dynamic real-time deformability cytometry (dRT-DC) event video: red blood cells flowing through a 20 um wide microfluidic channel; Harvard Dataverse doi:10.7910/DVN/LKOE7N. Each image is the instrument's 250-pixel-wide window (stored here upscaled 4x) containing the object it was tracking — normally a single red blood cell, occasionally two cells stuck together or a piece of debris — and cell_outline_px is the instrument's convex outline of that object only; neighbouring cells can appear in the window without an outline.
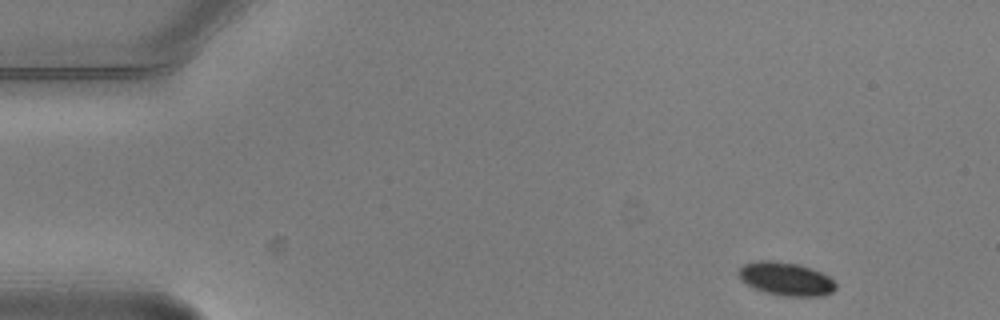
{"species": "common noctule bat (a hibernating species)", "species_latin": "Nyctalus noctula", "temperature_condition": "warm", "stored_images_in_passage": 4, "camera_frame_rate_fps": 3000, "um_per_image_px": 0.085, "animal": {"sex": "male", "body_mass_g": 20.5, "forearm_length_mm": 52.5}, "frame": {"image": 1, "passage_image": 1, "time_ms": 0.0, "image_size_px": [1000, 320], "cell_outline_px": [[836, 288], [832, 292], [824, 296], [788, 296], [764, 292], [740, 280], [736, 272], [744, 264], [760, 260], [772, 260], [800, 264], [812, 268], [828, 276], [836, 284]], "centroid_in_image_um": [66.8, 23.69], "position_along_channel_um": 18.2, "area_um2": 18.9}}
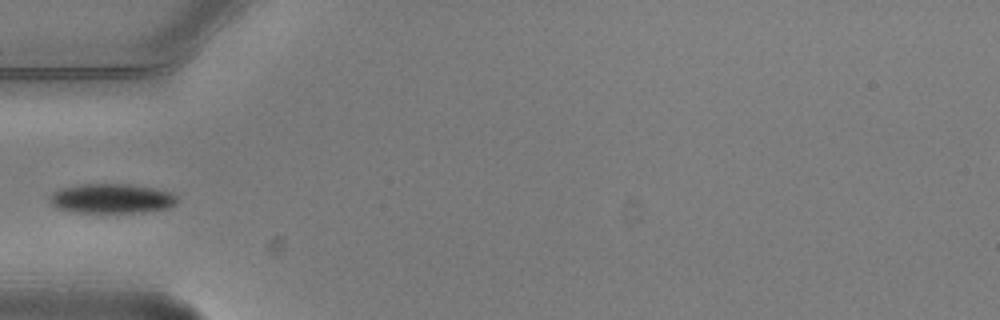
{"frame": {"image": 2, "passage_image": 4, "time_ms": 1.0, "image_size_px": [1000, 320], "cell_outline_px": [[176, 204], [168, 208], [140, 212], [76, 212], [56, 208], [48, 200], [48, 196], [52, 192], [60, 188], [80, 184], [128, 184], [152, 188], [172, 192], [176, 196]], "centroid_in_image_um": [9.44, 16.87], "position_along_channel_um": 75.6, "area_um2": 21.96}}